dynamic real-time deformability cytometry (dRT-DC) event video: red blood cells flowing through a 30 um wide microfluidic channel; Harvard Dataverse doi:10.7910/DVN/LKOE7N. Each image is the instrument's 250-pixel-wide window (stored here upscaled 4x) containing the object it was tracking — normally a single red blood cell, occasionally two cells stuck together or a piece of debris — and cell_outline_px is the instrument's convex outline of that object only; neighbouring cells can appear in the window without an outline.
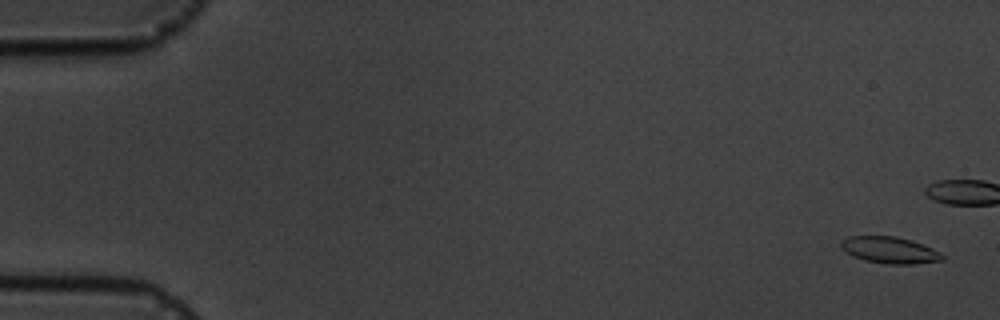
{"species": "common noctule bat (a hibernating species)", "species_latin": "Nyctalus noctula", "temperature_condition": "cold", "stored_images_in_passage": 9, "camera_frame_rate_fps": 3000, "um_per_image_px": 0.085, "animal": {"sex": "male", "body_mass_g": 19.5, "forearm_length_mm": 54.6}, "frame": {"image": 1, "passage_image": 1, "time_ms": 0.0, "image_size_px": [1000, 320], "cell_outline_px": [[944, 260], [916, 264], [888, 264], [864, 260], [852, 256], [840, 248], [840, 240], [848, 236], [896, 236], [932, 248], [940, 252], [944, 256]], "centroid_in_image_um": [75.58, 21.26], "position_along_channel_um": 9.4, "area_um2": 15.72}}
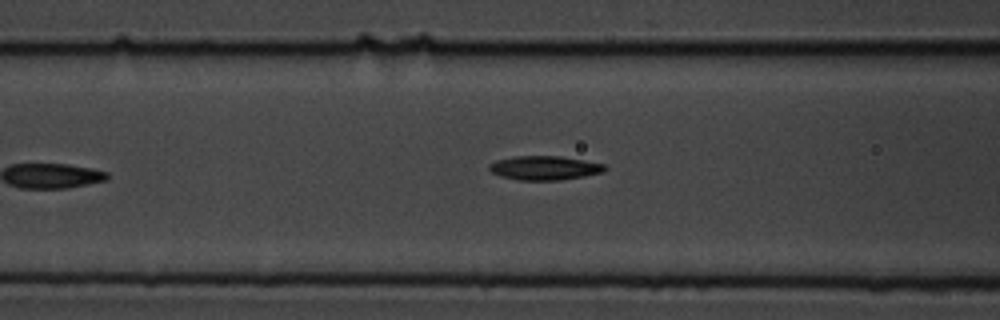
{"frame": {"image": 2, "passage_image": 8, "time_ms": 8.0, "image_size_px": [1000, 320], "cell_outline_px": [[608, 168], [604, 172], [584, 176], [560, 180], [520, 180], [500, 176], [492, 172], [488, 168], [488, 164], [496, 160], [516, 156], [560, 156], [584, 160], [604, 164]], "centroid_in_image_um": [46.29, 14.27], "position_along_channel_um": 120.3, "area_um2": 16.24}}
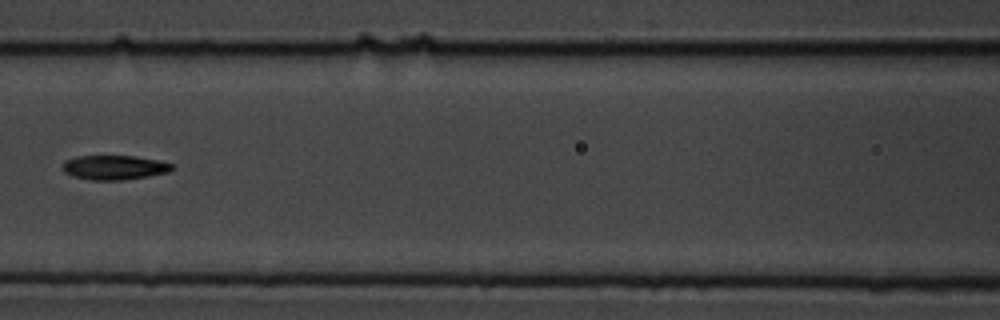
{"frame": {"image": 3, "passage_image": 9, "time_ms": 9.0, "image_size_px": [1000, 320], "cell_outline_px": [[176, 168], [168, 172], [148, 176], [124, 180], [88, 180], [72, 176], [64, 172], [64, 160], [76, 156], [136, 156], [160, 160], [176, 164]], "centroid_in_image_um": [9.78, 14.23], "position_along_channel_um": 156.8, "area_um2": 15.84}}